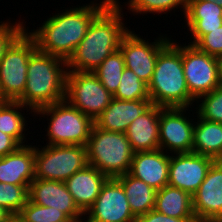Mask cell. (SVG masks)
Here are the masks:
<instances>
[{"instance_id": "obj_1", "label": "cell", "mask_w": 222, "mask_h": 222, "mask_svg": "<svg viewBox=\"0 0 222 222\" xmlns=\"http://www.w3.org/2000/svg\"><path fill=\"white\" fill-rule=\"evenodd\" d=\"M97 1L93 0L82 6H72L70 9L68 7L53 14L52 17L49 15L50 17L35 30H29L27 26L26 31L34 39L37 50L67 61L86 35L94 17L111 0H100L99 3Z\"/></svg>"}, {"instance_id": "obj_2", "label": "cell", "mask_w": 222, "mask_h": 222, "mask_svg": "<svg viewBox=\"0 0 222 222\" xmlns=\"http://www.w3.org/2000/svg\"><path fill=\"white\" fill-rule=\"evenodd\" d=\"M111 0L92 20L86 35L66 61L67 71L94 72L130 30L124 23L123 5ZM122 6V7H121Z\"/></svg>"}, {"instance_id": "obj_3", "label": "cell", "mask_w": 222, "mask_h": 222, "mask_svg": "<svg viewBox=\"0 0 222 222\" xmlns=\"http://www.w3.org/2000/svg\"><path fill=\"white\" fill-rule=\"evenodd\" d=\"M66 74V60L36 50L29 59L25 90L16 101L34 112L64 101Z\"/></svg>"}, {"instance_id": "obj_4", "label": "cell", "mask_w": 222, "mask_h": 222, "mask_svg": "<svg viewBox=\"0 0 222 222\" xmlns=\"http://www.w3.org/2000/svg\"><path fill=\"white\" fill-rule=\"evenodd\" d=\"M178 43V44H177ZM148 91L152 104L163 108H192L196 101L186 85L182 44L172 40L158 53Z\"/></svg>"}, {"instance_id": "obj_5", "label": "cell", "mask_w": 222, "mask_h": 222, "mask_svg": "<svg viewBox=\"0 0 222 222\" xmlns=\"http://www.w3.org/2000/svg\"><path fill=\"white\" fill-rule=\"evenodd\" d=\"M86 151L89 165L109 178L130 171L134 152L125 133L103 130L93 125Z\"/></svg>"}, {"instance_id": "obj_6", "label": "cell", "mask_w": 222, "mask_h": 222, "mask_svg": "<svg viewBox=\"0 0 222 222\" xmlns=\"http://www.w3.org/2000/svg\"><path fill=\"white\" fill-rule=\"evenodd\" d=\"M38 115L47 116L49 121L45 129L47 145L86 146L94 121L66 100L37 109L34 116Z\"/></svg>"}, {"instance_id": "obj_7", "label": "cell", "mask_w": 222, "mask_h": 222, "mask_svg": "<svg viewBox=\"0 0 222 222\" xmlns=\"http://www.w3.org/2000/svg\"><path fill=\"white\" fill-rule=\"evenodd\" d=\"M88 164L86 146L35 145L34 179L65 182Z\"/></svg>"}, {"instance_id": "obj_8", "label": "cell", "mask_w": 222, "mask_h": 222, "mask_svg": "<svg viewBox=\"0 0 222 222\" xmlns=\"http://www.w3.org/2000/svg\"><path fill=\"white\" fill-rule=\"evenodd\" d=\"M37 50L34 39L25 30L0 60V94L16 101L24 92L30 56Z\"/></svg>"}, {"instance_id": "obj_9", "label": "cell", "mask_w": 222, "mask_h": 222, "mask_svg": "<svg viewBox=\"0 0 222 222\" xmlns=\"http://www.w3.org/2000/svg\"><path fill=\"white\" fill-rule=\"evenodd\" d=\"M65 100L93 121L113 100V95L92 72L67 71Z\"/></svg>"}, {"instance_id": "obj_10", "label": "cell", "mask_w": 222, "mask_h": 222, "mask_svg": "<svg viewBox=\"0 0 222 222\" xmlns=\"http://www.w3.org/2000/svg\"><path fill=\"white\" fill-rule=\"evenodd\" d=\"M182 62L187 88L196 101L220 86L219 58L183 43Z\"/></svg>"}, {"instance_id": "obj_11", "label": "cell", "mask_w": 222, "mask_h": 222, "mask_svg": "<svg viewBox=\"0 0 222 222\" xmlns=\"http://www.w3.org/2000/svg\"><path fill=\"white\" fill-rule=\"evenodd\" d=\"M159 36L154 42H149V39L144 40L140 34L130 29L120 42L119 49L123 54L125 67L132 70L146 84L152 78L158 53L172 38L167 37V34Z\"/></svg>"}, {"instance_id": "obj_12", "label": "cell", "mask_w": 222, "mask_h": 222, "mask_svg": "<svg viewBox=\"0 0 222 222\" xmlns=\"http://www.w3.org/2000/svg\"><path fill=\"white\" fill-rule=\"evenodd\" d=\"M186 111L192 110L189 107H160V149L168 154L192 152L195 121Z\"/></svg>"}, {"instance_id": "obj_13", "label": "cell", "mask_w": 222, "mask_h": 222, "mask_svg": "<svg viewBox=\"0 0 222 222\" xmlns=\"http://www.w3.org/2000/svg\"><path fill=\"white\" fill-rule=\"evenodd\" d=\"M84 216L83 222H135L137 218L131 211L121 182L115 177L107 179Z\"/></svg>"}, {"instance_id": "obj_14", "label": "cell", "mask_w": 222, "mask_h": 222, "mask_svg": "<svg viewBox=\"0 0 222 222\" xmlns=\"http://www.w3.org/2000/svg\"><path fill=\"white\" fill-rule=\"evenodd\" d=\"M215 160L194 152L170 155L168 185L193 195Z\"/></svg>"}, {"instance_id": "obj_15", "label": "cell", "mask_w": 222, "mask_h": 222, "mask_svg": "<svg viewBox=\"0 0 222 222\" xmlns=\"http://www.w3.org/2000/svg\"><path fill=\"white\" fill-rule=\"evenodd\" d=\"M192 200L197 222L222 220V160L213 162Z\"/></svg>"}, {"instance_id": "obj_16", "label": "cell", "mask_w": 222, "mask_h": 222, "mask_svg": "<svg viewBox=\"0 0 222 222\" xmlns=\"http://www.w3.org/2000/svg\"><path fill=\"white\" fill-rule=\"evenodd\" d=\"M28 197L35 204L62 211L70 219L84 220V213L78 208L65 182L34 179L30 183Z\"/></svg>"}, {"instance_id": "obj_17", "label": "cell", "mask_w": 222, "mask_h": 222, "mask_svg": "<svg viewBox=\"0 0 222 222\" xmlns=\"http://www.w3.org/2000/svg\"><path fill=\"white\" fill-rule=\"evenodd\" d=\"M158 149L135 152L129 173L156 191L168 185L170 154Z\"/></svg>"}, {"instance_id": "obj_18", "label": "cell", "mask_w": 222, "mask_h": 222, "mask_svg": "<svg viewBox=\"0 0 222 222\" xmlns=\"http://www.w3.org/2000/svg\"><path fill=\"white\" fill-rule=\"evenodd\" d=\"M150 99L118 100L113 98L106 109L94 120L97 128L125 133L128 126L150 106Z\"/></svg>"}, {"instance_id": "obj_19", "label": "cell", "mask_w": 222, "mask_h": 222, "mask_svg": "<svg viewBox=\"0 0 222 222\" xmlns=\"http://www.w3.org/2000/svg\"><path fill=\"white\" fill-rule=\"evenodd\" d=\"M35 145L26 143L0 158V182L30 186L34 180Z\"/></svg>"}, {"instance_id": "obj_20", "label": "cell", "mask_w": 222, "mask_h": 222, "mask_svg": "<svg viewBox=\"0 0 222 222\" xmlns=\"http://www.w3.org/2000/svg\"><path fill=\"white\" fill-rule=\"evenodd\" d=\"M159 117L160 106L152 104L128 126L125 135L134 153L160 149Z\"/></svg>"}, {"instance_id": "obj_21", "label": "cell", "mask_w": 222, "mask_h": 222, "mask_svg": "<svg viewBox=\"0 0 222 222\" xmlns=\"http://www.w3.org/2000/svg\"><path fill=\"white\" fill-rule=\"evenodd\" d=\"M108 178L97 168L88 164L68 178L65 184L78 208L85 214L97 199Z\"/></svg>"}, {"instance_id": "obj_22", "label": "cell", "mask_w": 222, "mask_h": 222, "mask_svg": "<svg viewBox=\"0 0 222 222\" xmlns=\"http://www.w3.org/2000/svg\"><path fill=\"white\" fill-rule=\"evenodd\" d=\"M184 18L192 38L189 44L194 45L208 30L222 26V7L214 1H187Z\"/></svg>"}, {"instance_id": "obj_23", "label": "cell", "mask_w": 222, "mask_h": 222, "mask_svg": "<svg viewBox=\"0 0 222 222\" xmlns=\"http://www.w3.org/2000/svg\"><path fill=\"white\" fill-rule=\"evenodd\" d=\"M196 115L192 152L208 156L215 161L222 160V124L207 121L197 113Z\"/></svg>"}, {"instance_id": "obj_24", "label": "cell", "mask_w": 222, "mask_h": 222, "mask_svg": "<svg viewBox=\"0 0 222 222\" xmlns=\"http://www.w3.org/2000/svg\"><path fill=\"white\" fill-rule=\"evenodd\" d=\"M154 210L178 219H196L192 195L170 185L156 191Z\"/></svg>"}, {"instance_id": "obj_25", "label": "cell", "mask_w": 222, "mask_h": 222, "mask_svg": "<svg viewBox=\"0 0 222 222\" xmlns=\"http://www.w3.org/2000/svg\"><path fill=\"white\" fill-rule=\"evenodd\" d=\"M122 184L132 213L138 217L155 206L156 190L144 181L126 173L116 177Z\"/></svg>"}, {"instance_id": "obj_26", "label": "cell", "mask_w": 222, "mask_h": 222, "mask_svg": "<svg viewBox=\"0 0 222 222\" xmlns=\"http://www.w3.org/2000/svg\"><path fill=\"white\" fill-rule=\"evenodd\" d=\"M23 110H27L26 113L29 112V115L33 113L32 116H34L32 109L18 101L5 100L0 104V131L12 136L20 145H26L25 142L28 143L25 135L30 132L27 131L29 129L26 127L29 125L27 122L30 121L26 120ZM26 131L27 134H25Z\"/></svg>"}, {"instance_id": "obj_27", "label": "cell", "mask_w": 222, "mask_h": 222, "mask_svg": "<svg viewBox=\"0 0 222 222\" xmlns=\"http://www.w3.org/2000/svg\"><path fill=\"white\" fill-rule=\"evenodd\" d=\"M124 68V57L118 49L108 56L93 73L101 84L114 95L119 87Z\"/></svg>"}, {"instance_id": "obj_28", "label": "cell", "mask_w": 222, "mask_h": 222, "mask_svg": "<svg viewBox=\"0 0 222 222\" xmlns=\"http://www.w3.org/2000/svg\"><path fill=\"white\" fill-rule=\"evenodd\" d=\"M113 98L118 100L150 99L148 84L143 82L132 70L125 67Z\"/></svg>"}, {"instance_id": "obj_29", "label": "cell", "mask_w": 222, "mask_h": 222, "mask_svg": "<svg viewBox=\"0 0 222 222\" xmlns=\"http://www.w3.org/2000/svg\"><path fill=\"white\" fill-rule=\"evenodd\" d=\"M186 3L187 0H129L124 6H128V10L131 11L133 15H143L148 13L161 15L163 13H170L172 10L175 12L178 7L184 15L186 11Z\"/></svg>"}, {"instance_id": "obj_30", "label": "cell", "mask_w": 222, "mask_h": 222, "mask_svg": "<svg viewBox=\"0 0 222 222\" xmlns=\"http://www.w3.org/2000/svg\"><path fill=\"white\" fill-rule=\"evenodd\" d=\"M20 222H60L70 219L60 210H54L52 207L41 206L31 202L29 199L17 214Z\"/></svg>"}, {"instance_id": "obj_31", "label": "cell", "mask_w": 222, "mask_h": 222, "mask_svg": "<svg viewBox=\"0 0 222 222\" xmlns=\"http://www.w3.org/2000/svg\"><path fill=\"white\" fill-rule=\"evenodd\" d=\"M195 104L197 105L195 108L196 112L194 111V113H197L207 121L222 124V86L215 88L208 94L202 95Z\"/></svg>"}, {"instance_id": "obj_32", "label": "cell", "mask_w": 222, "mask_h": 222, "mask_svg": "<svg viewBox=\"0 0 222 222\" xmlns=\"http://www.w3.org/2000/svg\"><path fill=\"white\" fill-rule=\"evenodd\" d=\"M29 186L0 182V206L11 214H18L26 204Z\"/></svg>"}, {"instance_id": "obj_33", "label": "cell", "mask_w": 222, "mask_h": 222, "mask_svg": "<svg viewBox=\"0 0 222 222\" xmlns=\"http://www.w3.org/2000/svg\"><path fill=\"white\" fill-rule=\"evenodd\" d=\"M5 21L0 22V60L9 46L26 30V24L20 20L14 23Z\"/></svg>"}, {"instance_id": "obj_34", "label": "cell", "mask_w": 222, "mask_h": 222, "mask_svg": "<svg viewBox=\"0 0 222 222\" xmlns=\"http://www.w3.org/2000/svg\"><path fill=\"white\" fill-rule=\"evenodd\" d=\"M194 45L213 57L222 58V26L208 30Z\"/></svg>"}, {"instance_id": "obj_35", "label": "cell", "mask_w": 222, "mask_h": 222, "mask_svg": "<svg viewBox=\"0 0 222 222\" xmlns=\"http://www.w3.org/2000/svg\"><path fill=\"white\" fill-rule=\"evenodd\" d=\"M135 222H197L196 219H178L160 213L154 209L146 214L140 215Z\"/></svg>"}, {"instance_id": "obj_36", "label": "cell", "mask_w": 222, "mask_h": 222, "mask_svg": "<svg viewBox=\"0 0 222 222\" xmlns=\"http://www.w3.org/2000/svg\"><path fill=\"white\" fill-rule=\"evenodd\" d=\"M21 146L12 136L0 131V158L11 154Z\"/></svg>"}, {"instance_id": "obj_37", "label": "cell", "mask_w": 222, "mask_h": 222, "mask_svg": "<svg viewBox=\"0 0 222 222\" xmlns=\"http://www.w3.org/2000/svg\"><path fill=\"white\" fill-rule=\"evenodd\" d=\"M10 215H11V213H9L5 208L0 206V222L7 219Z\"/></svg>"}, {"instance_id": "obj_38", "label": "cell", "mask_w": 222, "mask_h": 222, "mask_svg": "<svg viewBox=\"0 0 222 222\" xmlns=\"http://www.w3.org/2000/svg\"><path fill=\"white\" fill-rule=\"evenodd\" d=\"M2 222H20L18 215L16 214H11L7 219H5Z\"/></svg>"}, {"instance_id": "obj_39", "label": "cell", "mask_w": 222, "mask_h": 222, "mask_svg": "<svg viewBox=\"0 0 222 222\" xmlns=\"http://www.w3.org/2000/svg\"><path fill=\"white\" fill-rule=\"evenodd\" d=\"M187 1H214L218 6L222 7V0H187Z\"/></svg>"}, {"instance_id": "obj_40", "label": "cell", "mask_w": 222, "mask_h": 222, "mask_svg": "<svg viewBox=\"0 0 222 222\" xmlns=\"http://www.w3.org/2000/svg\"><path fill=\"white\" fill-rule=\"evenodd\" d=\"M220 65V86H222V58L219 59Z\"/></svg>"}, {"instance_id": "obj_41", "label": "cell", "mask_w": 222, "mask_h": 222, "mask_svg": "<svg viewBox=\"0 0 222 222\" xmlns=\"http://www.w3.org/2000/svg\"><path fill=\"white\" fill-rule=\"evenodd\" d=\"M60 222H79L78 220H65V221H60Z\"/></svg>"}, {"instance_id": "obj_42", "label": "cell", "mask_w": 222, "mask_h": 222, "mask_svg": "<svg viewBox=\"0 0 222 222\" xmlns=\"http://www.w3.org/2000/svg\"><path fill=\"white\" fill-rule=\"evenodd\" d=\"M3 101H5V100L2 98V96H1V94H0V104H1Z\"/></svg>"}]
</instances>
